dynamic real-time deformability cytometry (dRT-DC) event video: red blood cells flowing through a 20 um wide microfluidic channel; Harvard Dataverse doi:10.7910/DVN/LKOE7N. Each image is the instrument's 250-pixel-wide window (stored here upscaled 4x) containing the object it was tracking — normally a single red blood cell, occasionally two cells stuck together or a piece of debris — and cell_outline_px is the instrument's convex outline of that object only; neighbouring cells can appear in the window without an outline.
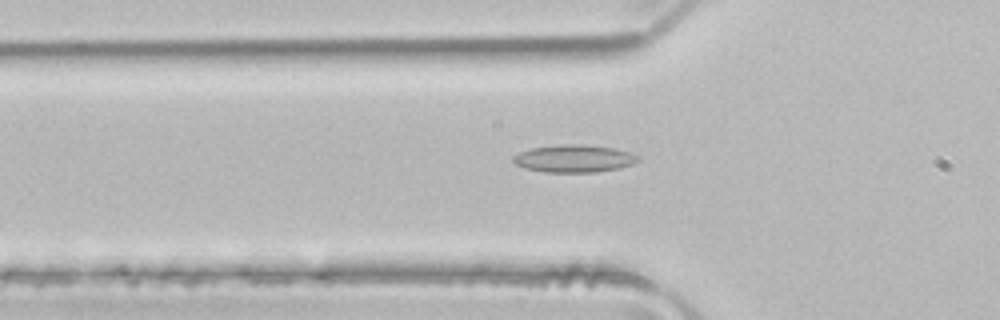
{"species": "common noctule bat (a hibernating species)", "species_latin": "Nyctalus noctula", "temperature_condition": "room temperature", "stored_images_in_passage": 50, "camera_frame_rate_fps": 3000, "um_per_image_px": 0.085, "animal": {"sex": "male", "body_mass_g": 21.5, "forearm_length_mm": 52.0}, "frame": {"image": 1, "passage_image": 17, "time_ms": 5.333, "image_size_px": [1000, 320], "cell_outline_px": [[640, 160], [632, 164], [620, 168], [596, 172], [544, 172], [524, 168], [516, 164], [512, 160], [512, 156], [520, 152], [532, 148], [560, 144], [584, 144], [612, 148], [632, 152], [640, 156]], "centroid_in_image_um": [48.82, 13.47], "position_along_channel_um": 77.0, "area_um2": 20.17}}
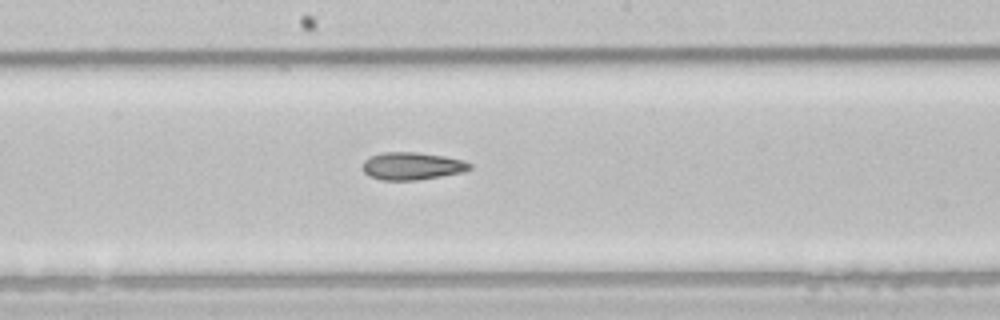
{"frame": {"image": 2, "passage_image": 27, "time_ms": 8.667, "image_size_px": [1000, 320], "cell_outline_px": [[472, 168], [460, 172], [440, 176], [416, 180], [384, 180], [368, 176], [364, 172], [364, 160], [372, 156], [384, 152], [416, 152], [444, 156], [464, 160], [472, 164]], "centroid_in_image_um": [35.03, 14.11], "position_along_channel_um": 213.2, "area_um2": 16.99}}
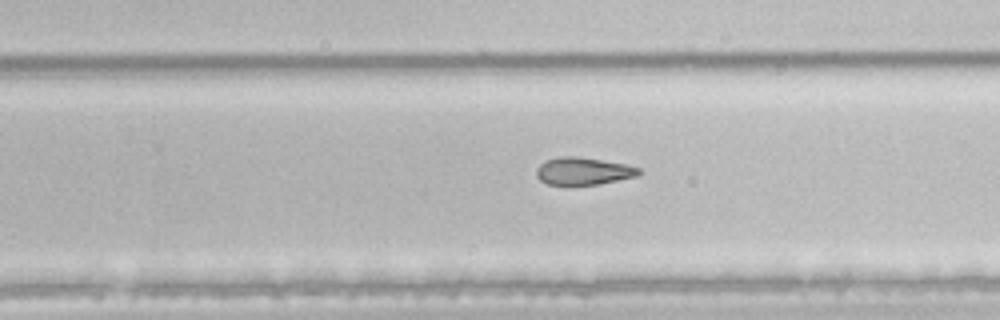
{"frame": {"image": 3, "passage_image": 32, "time_ms": 10.333, "image_size_px": [1000, 320], "cell_outline_px": [[640, 172], [636, 176], [600, 184], [548, 184], [540, 180], [536, 176], [536, 168], [544, 160], [560, 156], [576, 156], [624, 164], [640, 168]], "centroid_in_image_um": [49.53, 14.53], "position_along_channel_um": 280.3, "area_um2": 16.18}}